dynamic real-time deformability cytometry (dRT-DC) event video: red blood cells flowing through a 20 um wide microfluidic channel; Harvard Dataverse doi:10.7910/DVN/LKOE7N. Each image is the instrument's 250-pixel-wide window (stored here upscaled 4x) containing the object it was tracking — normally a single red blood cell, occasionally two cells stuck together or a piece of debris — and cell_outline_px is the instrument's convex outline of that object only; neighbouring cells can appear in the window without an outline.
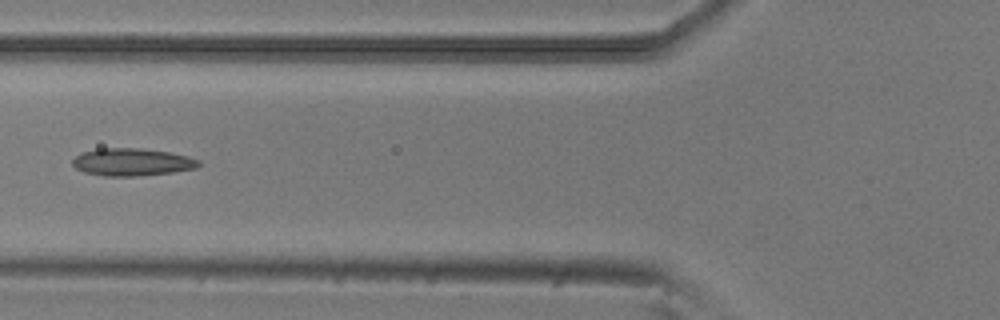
{"species": "common noctule bat (a hibernating species)", "species_latin": "Nyctalus noctula", "temperature_condition": "room temperature", "stored_images_in_passage": 7, "camera_frame_rate_fps": 3000, "um_per_image_px": 0.085, "animal": {"sex": "male", "body_mass_g": 20.5, "forearm_length_mm": 52.5}, "frame": {"image": 1, "passage_image": 6, "time_ms": 1.667, "image_size_px": [1000, 320], "cell_outline_px": [[200, 164], [196, 168], [172, 172], [136, 176], [104, 176], [84, 172], [76, 168], [72, 164], [72, 160], [80, 152], [96, 148], [140, 148], [168, 152], [188, 156], [200, 160]], "centroid_in_image_um": [11.19, 13.77], "position_along_channel_um": 114.6, "area_um2": 20.29}}
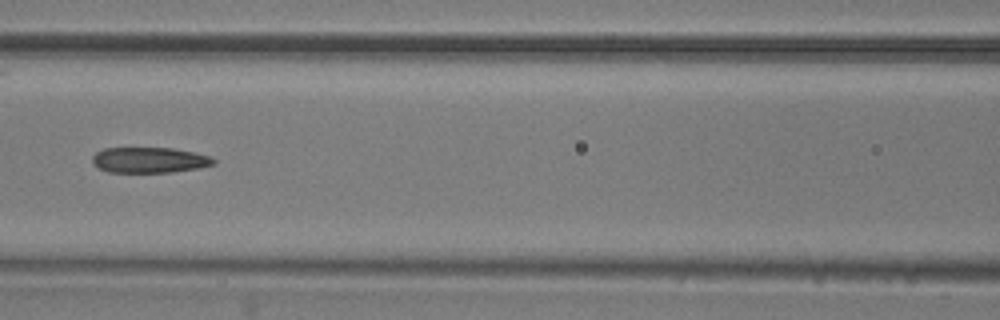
{"frame": {"image": 2, "passage_image": 7, "time_ms": 2.0, "image_size_px": [1000, 320], "cell_outline_px": [[216, 164], [200, 168], [172, 172], [108, 172], [92, 164], [92, 156], [96, 152], [104, 148], [172, 148], [192, 152], [208, 156], [216, 160]], "centroid_in_image_um": [12.69, 13.61], "position_along_channel_um": 153.9, "area_um2": 18.09}}